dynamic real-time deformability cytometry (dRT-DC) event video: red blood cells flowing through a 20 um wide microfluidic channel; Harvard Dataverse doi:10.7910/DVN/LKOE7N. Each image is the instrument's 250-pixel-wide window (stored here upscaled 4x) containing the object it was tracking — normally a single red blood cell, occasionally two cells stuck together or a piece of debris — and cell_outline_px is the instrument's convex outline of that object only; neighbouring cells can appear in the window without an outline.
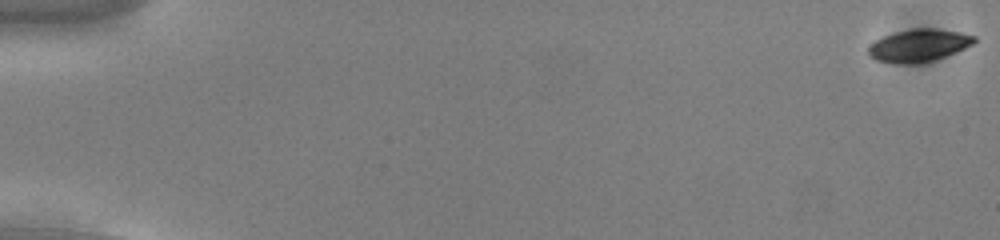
{"species": "common noctule bat (a hibernating species)", "species_latin": "Nyctalus noctula", "temperature_condition": "cold", "stored_images_in_passage": 54, "camera_frame_rate_fps": 3000, "um_per_image_px": 0.085, "animal": {"sex": "male", "body_mass_g": 13.0, "forearm_length_mm": 53.1}, "frame": {"image": 1, "passage_image": 1, "time_ms": 0.0, "image_size_px": [1000, 240], "cell_outline_px": [[976, 40], [972, 44], [956, 52], [932, 60], [916, 64], [892, 64], [876, 60], [868, 56], [868, 48], [876, 40], [884, 36], [896, 32], [912, 28], [932, 28], [960, 32], [976, 36]], "centroid_in_image_um": [78.07, 3.87], "position_along_channel_um": 6.9, "area_um2": 20.06}}
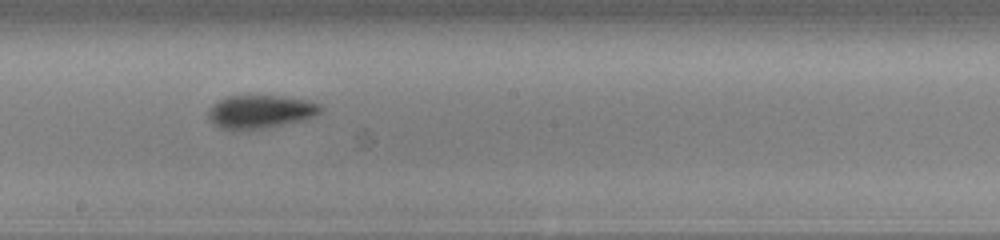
{"frame": {"image": 2, "passage_image": 32, "time_ms": 10.333, "image_size_px": [1000, 240], "cell_outline_px": [[324, 108], [316, 116], [304, 120], [260, 128], [220, 128], [212, 124], [208, 120], [208, 108], [212, 104], [228, 96], [280, 96], [304, 100], [320, 104]], "centroid_in_image_um": [22.12, 9.48], "position_along_channel_um": 226.1, "area_um2": 21.39}}
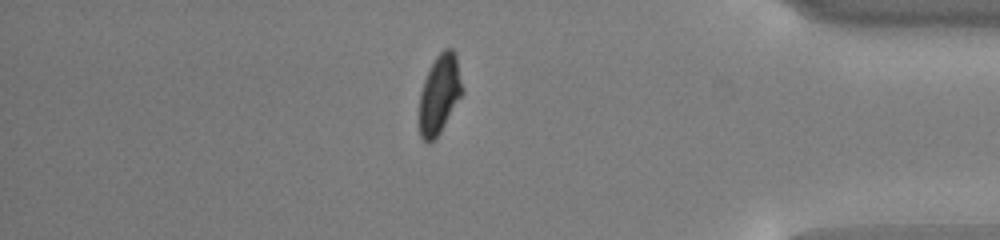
{"frame": {"image": 3, "passage_image": 48, "time_ms": 15.667, "image_size_px": [1000, 240], "cell_outline_px": [[464, 92], [440, 132], [428, 144], [420, 136], [420, 92], [424, 80], [436, 56], [444, 48], [452, 48], [456, 52], [464, 88]], "centroid_in_image_um": [37.39, 7.96], "position_along_channel_um": 397.8, "area_um2": 19.83}, "authors_computed_cell_mechanics": {"area_um2": 20.1144, "velocity_mm_per_s": 3.7737, "shape_relaxation_time_tau1_ms": 3.1924, "shape_relaxation_time_tau2_ms": null, "deformation_change_tau1": 0.1183, "deformation_change_tau2": null}}